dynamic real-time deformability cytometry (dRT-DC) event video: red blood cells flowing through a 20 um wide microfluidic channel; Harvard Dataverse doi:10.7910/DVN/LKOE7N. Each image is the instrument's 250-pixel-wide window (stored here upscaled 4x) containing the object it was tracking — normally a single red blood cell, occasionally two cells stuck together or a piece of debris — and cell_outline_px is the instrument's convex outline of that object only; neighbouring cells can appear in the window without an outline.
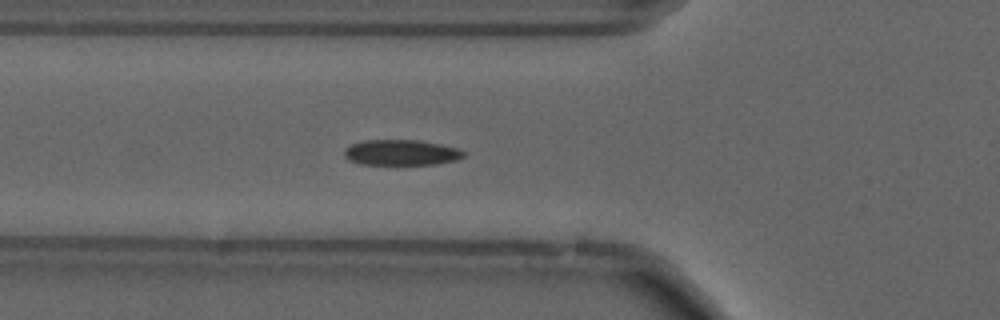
{"species": "common noctule bat (a hibernating species)", "species_latin": "Nyctalus noctula", "temperature_condition": "cold", "stored_images_in_passage": 13, "camera_frame_rate_fps": 3000, "um_per_image_px": 0.085, "animal": {"sex": "male", "forearm_length_mm": 52.5}, "frame": {"image": 1, "passage_image": 3, "time_ms": 0.667, "image_size_px": [1000, 320], "cell_outline_px": [[464, 156], [456, 160], [436, 164], [360, 164], [348, 160], [344, 156], [344, 148], [352, 144], [364, 140], [420, 140], [460, 148], [464, 152]], "centroid_in_image_um": [34.09, 12.96], "position_along_channel_um": 91.7, "area_um2": 17.86}}